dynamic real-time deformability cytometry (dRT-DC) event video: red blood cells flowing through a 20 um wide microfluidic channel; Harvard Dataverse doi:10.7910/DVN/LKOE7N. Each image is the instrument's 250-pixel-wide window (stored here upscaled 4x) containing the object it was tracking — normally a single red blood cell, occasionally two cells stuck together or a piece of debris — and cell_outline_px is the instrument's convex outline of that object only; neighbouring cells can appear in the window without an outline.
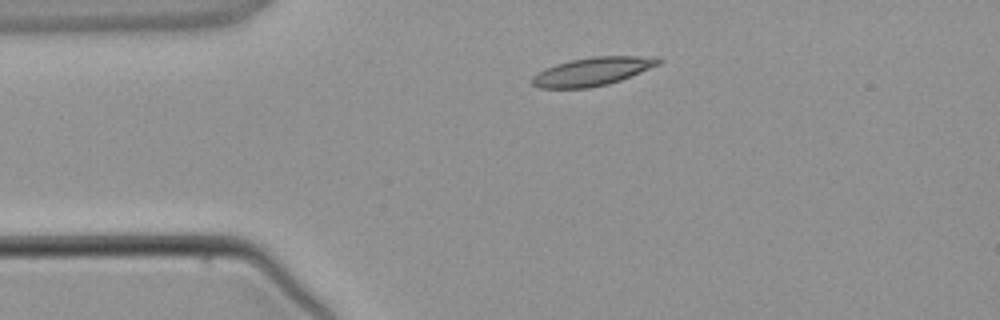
{"species": "common noctule bat (a hibernating species)", "species_latin": "Nyctalus noctula", "temperature_condition": "warm", "stored_images_in_passage": 3, "camera_frame_rate_fps": 3000, "um_per_image_px": 0.085, "animal": {"sex": "male", "body_mass_g": 21.5, "forearm_length_mm": 52.0}, "frame": {"image": 1, "passage_image": 1, "time_ms": 0.0, "image_size_px": [1000, 320], "cell_outline_px": [[664, 60], [660, 64], [620, 80], [608, 84], [588, 88], [540, 88], [532, 84], [532, 76], [536, 72], [544, 68], [556, 64], [572, 60], [592, 56], [636, 56]], "centroid_in_image_um": [50.29, 6.08], "position_along_channel_um": 34.7, "area_um2": 20.63}}
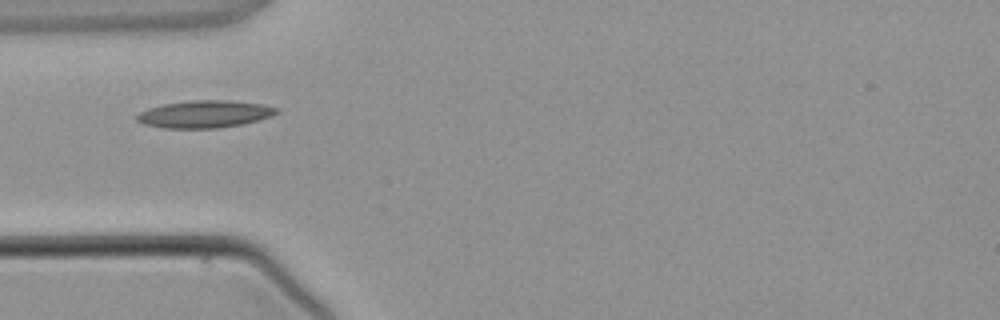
{"frame": {"image": 2, "passage_image": 2, "time_ms": 1.333, "image_size_px": [1000, 320], "cell_outline_px": [[280, 112], [272, 116], [240, 124], [216, 128], [164, 128], [144, 124], [136, 120], [136, 116], [140, 112], [148, 108], [164, 104], [192, 100], [232, 100], [260, 104], [280, 108]], "centroid_in_image_um": [17.4, 9.69], "position_along_channel_um": 67.6, "area_um2": 22.14}}